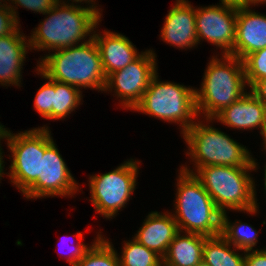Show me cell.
Segmentation results:
<instances>
[{
	"mask_svg": "<svg viewBox=\"0 0 266 266\" xmlns=\"http://www.w3.org/2000/svg\"><path fill=\"white\" fill-rule=\"evenodd\" d=\"M251 92L263 103L266 107V79L255 82L251 87Z\"/></svg>",
	"mask_w": 266,
	"mask_h": 266,
	"instance_id": "4dcf8cb0",
	"label": "cell"
},
{
	"mask_svg": "<svg viewBox=\"0 0 266 266\" xmlns=\"http://www.w3.org/2000/svg\"><path fill=\"white\" fill-rule=\"evenodd\" d=\"M50 133L48 128H44V154H41L40 176L23 193L27 199L73 196L78 192V183L71 175Z\"/></svg>",
	"mask_w": 266,
	"mask_h": 266,
	"instance_id": "30bf717a",
	"label": "cell"
},
{
	"mask_svg": "<svg viewBox=\"0 0 266 266\" xmlns=\"http://www.w3.org/2000/svg\"><path fill=\"white\" fill-rule=\"evenodd\" d=\"M53 52L40 59L37 65L48 78L77 88L88 87L104 91L106 76L92 35L79 45Z\"/></svg>",
	"mask_w": 266,
	"mask_h": 266,
	"instance_id": "7a4b0ae2",
	"label": "cell"
},
{
	"mask_svg": "<svg viewBox=\"0 0 266 266\" xmlns=\"http://www.w3.org/2000/svg\"><path fill=\"white\" fill-rule=\"evenodd\" d=\"M223 4H229L236 7L241 6H248L249 7V0H220Z\"/></svg>",
	"mask_w": 266,
	"mask_h": 266,
	"instance_id": "1f68e13d",
	"label": "cell"
},
{
	"mask_svg": "<svg viewBox=\"0 0 266 266\" xmlns=\"http://www.w3.org/2000/svg\"><path fill=\"white\" fill-rule=\"evenodd\" d=\"M113 171L89 178L91 201L97 213L109 219L124 208L135 190L138 161L129 159Z\"/></svg>",
	"mask_w": 266,
	"mask_h": 266,
	"instance_id": "ba28073f",
	"label": "cell"
},
{
	"mask_svg": "<svg viewBox=\"0 0 266 266\" xmlns=\"http://www.w3.org/2000/svg\"><path fill=\"white\" fill-rule=\"evenodd\" d=\"M14 2L15 6H21L35 12L45 15L60 0H7Z\"/></svg>",
	"mask_w": 266,
	"mask_h": 266,
	"instance_id": "83f0119b",
	"label": "cell"
},
{
	"mask_svg": "<svg viewBox=\"0 0 266 266\" xmlns=\"http://www.w3.org/2000/svg\"><path fill=\"white\" fill-rule=\"evenodd\" d=\"M257 165L252 159V167L213 165L196 168L194 173L185 165L182 170L194 174L222 213L227 208L256 214L255 183L248 172L255 171Z\"/></svg>",
	"mask_w": 266,
	"mask_h": 266,
	"instance_id": "6da1fadb",
	"label": "cell"
},
{
	"mask_svg": "<svg viewBox=\"0 0 266 266\" xmlns=\"http://www.w3.org/2000/svg\"><path fill=\"white\" fill-rule=\"evenodd\" d=\"M74 4L60 0L46 13L49 17L40 22L28 38L30 50L56 51L76 46L93 33L100 18L88 7Z\"/></svg>",
	"mask_w": 266,
	"mask_h": 266,
	"instance_id": "3957f363",
	"label": "cell"
},
{
	"mask_svg": "<svg viewBox=\"0 0 266 266\" xmlns=\"http://www.w3.org/2000/svg\"><path fill=\"white\" fill-rule=\"evenodd\" d=\"M237 7L229 4L196 8V33L200 40L223 49V55H232L235 42Z\"/></svg>",
	"mask_w": 266,
	"mask_h": 266,
	"instance_id": "7c38bea8",
	"label": "cell"
},
{
	"mask_svg": "<svg viewBox=\"0 0 266 266\" xmlns=\"http://www.w3.org/2000/svg\"><path fill=\"white\" fill-rule=\"evenodd\" d=\"M179 232L170 243L163 266H196L202 261L203 245L207 236Z\"/></svg>",
	"mask_w": 266,
	"mask_h": 266,
	"instance_id": "d6986e66",
	"label": "cell"
},
{
	"mask_svg": "<svg viewBox=\"0 0 266 266\" xmlns=\"http://www.w3.org/2000/svg\"><path fill=\"white\" fill-rule=\"evenodd\" d=\"M1 143V142H0ZM1 145V144H0ZM2 149H1V146H0V179H1V177L3 176V174H4V166L5 165H3V162H4V160H3V156H2V151H1Z\"/></svg>",
	"mask_w": 266,
	"mask_h": 266,
	"instance_id": "836d02e7",
	"label": "cell"
},
{
	"mask_svg": "<svg viewBox=\"0 0 266 266\" xmlns=\"http://www.w3.org/2000/svg\"><path fill=\"white\" fill-rule=\"evenodd\" d=\"M229 244L221 235L207 237L203 245L202 261L209 266H244V256L231 250Z\"/></svg>",
	"mask_w": 266,
	"mask_h": 266,
	"instance_id": "ffe728a7",
	"label": "cell"
},
{
	"mask_svg": "<svg viewBox=\"0 0 266 266\" xmlns=\"http://www.w3.org/2000/svg\"><path fill=\"white\" fill-rule=\"evenodd\" d=\"M6 4L0 6V37L12 34L19 27L17 7Z\"/></svg>",
	"mask_w": 266,
	"mask_h": 266,
	"instance_id": "4316f807",
	"label": "cell"
},
{
	"mask_svg": "<svg viewBox=\"0 0 266 266\" xmlns=\"http://www.w3.org/2000/svg\"><path fill=\"white\" fill-rule=\"evenodd\" d=\"M247 93L224 108L213 119L206 120L211 122L216 119L228 127L243 130L258 127L262 134L266 128V107L251 91Z\"/></svg>",
	"mask_w": 266,
	"mask_h": 266,
	"instance_id": "9a60e30c",
	"label": "cell"
},
{
	"mask_svg": "<svg viewBox=\"0 0 266 266\" xmlns=\"http://www.w3.org/2000/svg\"><path fill=\"white\" fill-rule=\"evenodd\" d=\"M121 253L120 266H163V258L160 255L134 238L131 241H124Z\"/></svg>",
	"mask_w": 266,
	"mask_h": 266,
	"instance_id": "603a6c76",
	"label": "cell"
},
{
	"mask_svg": "<svg viewBox=\"0 0 266 266\" xmlns=\"http://www.w3.org/2000/svg\"><path fill=\"white\" fill-rule=\"evenodd\" d=\"M37 72V74H40L49 81L38 89L34 99V107L43 118L53 120V92H55V80L48 78L38 67Z\"/></svg>",
	"mask_w": 266,
	"mask_h": 266,
	"instance_id": "484cf974",
	"label": "cell"
},
{
	"mask_svg": "<svg viewBox=\"0 0 266 266\" xmlns=\"http://www.w3.org/2000/svg\"><path fill=\"white\" fill-rule=\"evenodd\" d=\"M17 28L12 34L0 37V84L20 86L22 65L29 40ZM26 41V42H25ZM28 42V43H27Z\"/></svg>",
	"mask_w": 266,
	"mask_h": 266,
	"instance_id": "ac0fdd59",
	"label": "cell"
},
{
	"mask_svg": "<svg viewBox=\"0 0 266 266\" xmlns=\"http://www.w3.org/2000/svg\"><path fill=\"white\" fill-rule=\"evenodd\" d=\"M2 2H5V3H6V1H5V0H0V6H1V5H4V3H3V4H1Z\"/></svg>",
	"mask_w": 266,
	"mask_h": 266,
	"instance_id": "f35d334b",
	"label": "cell"
},
{
	"mask_svg": "<svg viewBox=\"0 0 266 266\" xmlns=\"http://www.w3.org/2000/svg\"><path fill=\"white\" fill-rule=\"evenodd\" d=\"M187 155L196 168L205 166L252 167V156L244 145L212 126L195 122L184 134Z\"/></svg>",
	"mask_w": 266,
	"mask_h": 266,
	"instance_id": "8992f818",
	"label": "cell"
},
{
	"mask_svg": "<svg viewBox=\"0 0 266 266\" xmlns=\"http://www.w3.org/2000/svg\"><path fill=\"white\" fill-rule=\"evenodd\" d=\"M95 239L75 266H120L119 255L114 250L112 242L107 241L101 234Z\"/></svg>",
	"mask_w": 266,
	"mask_h": 266,
	"instance_id": "7402d4cb",
	"label": "cell"
},
{
	"mask_svg": "<svg viewBox=\"0 0 266 266\" xmlns=\"http://www.w3.org/2000/svg\"><path fill=\"white\" fill-rule=\"evenodd\" d=\"M264 175H265V177H264V186H265V191H266V165H265V170H264Z\"/></svg>",
	"mask_w": 266,
	"mask_h": 266,
	"instance_id": "8d00e7d4",
	"label": "cell"
},
{
	"mask_svg": "<svg viewBox=\"0 0 266 266\" xmlns=\"http://www.w3.org/2000/svg\"><path fill=\"white\" fill-rule=\"evenodd\" d=\"M220 59H217V56L211 59L200 90H195L198 116L202 112L205 119H213L246 93L243 61L238 57L223 54Z\"/></svg>",
	"mask_w": 266,
	"mask_h": 266,
	"instance_id": "277c9868",
	"label": "cell"
},
{
	"mask_svg": "<svg viewBox=\"0 0 266 266\" xmlns=\"http://www.w3.org/2000/svg\"><path fill=\"white\" fill-rule=\"evenodd\" d=\"M258 3H266V0H249V7H250V5H257Z\"/></svg>",
	"mask_w": 266,
	"mask_h": 266,
	"instance_id": "e575fe53",
	"label": "cell"
},
{
	"mask_svg": "<svg viewBox=\"0 0 266 266\" xmlns=\"http://www.w3.org/2000/svg\"><path fill=\"white\" fill-rule=\"evenodd\" d=\"M266 47V16L248 6L237 7L233 56L243 60L247 55Z\"/></svg>",
	"mask_w": 266,
	"mask_h": 266,
	"instance_id": "5bb4252c",
	"label": "cell"
},
{
	"mask_svg": "<svg viewBox=\"0 0 266 266\" xmlns=\"http://www.w3.org/2000/svg\"><path fill=\"white\" fill-rule=\"evenodd\" d=\"M155 56L152 50L141 52L132 63L106 77L104 91L115 90V96L122 100L121 105L133 110L157 73Z\"/></svg>",
	"mask_w": 266,
	"mask_h": 266,
	"instance_id": "8fae6325",
	"label": "cell"
},
{
	"mask_svg": "<svg viewBox=\"0 0 266 266\" xmlns=\"http://www.w3.org/2000/svg\"><path fill=\"white\" fill-rule=\"evenodd\" d=\"M44 128L48 127L33 128L18 134L6 130L5 140L12 153L8 176L22 193L40 176L41 154H44Z\"/></svg>",
	"mask_w": 266,
	"mask_h": 266,
	"instance_id": "9c48e42d",
	"label": "cell"
},
{
	"mask_svg": "<svg viewBox=\"0 0 266 266\" xmlns=\"http://www.w3.org/2000/svg\"><path fill=\"white\" fill-rule=\"evenodd\" d=\"M94 31V38L101 57L102 68L107 77L114 71L126 67L141 54L137 52L132 42L120 33L105 31L103 36Z\"/></svg>",
	"mask_w": 266,
	"mask_h": 266,
	"instance_id": "2e32d148",
	"label": "cell"
},
{
	"mask_svg": "<svg viewBox=\"0 0 266 266\" xmlns=\"http://www.w3.org/2000/svg\"><path fill=\"white\" fill-rule=\"evenodd\" d=\"M186 0H177L165 17L161 39L177 48H193L198 44L196 8Z\"/></svg>",
	"mask_w": 266,
	"mask_h": 266,
	"instance_id": "4fadbf2b",
	"label": "cell"
},
{
	"mask_svg": "<svg viewBox=\"0 0 266 266\" xmlns=\"http://www.w3.org/2000/svg\"><path fill=\"white\" fill-rule=\"evenodd\" d=\"M220 235L233 247L243 251L253 250L258 241V232L252 226L241 221L230 223L226 212L222 213Z\"/></svg>",
	"mask_w": 266,
	"mask_h": 266,
	"instance_id": "44dd1931",
	"label": "cell"
},
{
	"mask_svg": "<svg viewBox=\"0 0 266 266\" xmlns=\"http://www.w3.org/2000/svg\"><path fill=\"white\" fill-rule=\"evenodd\" d=\"M176 190L173 216L180 232L220 235L222 212L194 174L180 169Z\"/></svg>",
	"mask_w": 266,
	"mask_h": 266,
	"instance_id": "5b68a950",
	"label": "cell"
},
{
	"mask_svg": "<svg viewBox=\"0 0 266 266\" xmlns=\"http://www.w3.org/2000/svg\"><path fill=\"white\" fill-rule=\"evenodd\" d=\"M158 73L152 78L141 101L133 108L143 114L179 123L184 134L198 117L195 88L158 80Z\"/></svg>",
	"mask_w": 266,
	"mask_h": 266,
	"instance_id": "52a82bcc",
	"label": "cell"
},
{
	"mask_svg": "<svg viewBox=\"0 0 266 266\" xmlns=\"http://www.w3.org/2000/svg\"><path fill=\"white\" fill-rule=\"evenodd\" d=\"M82 1H84L86 4L89 2L88 5L91 3L92 5H90V7L88 6V9L93 11L101 19L102 14L100 13V10L98 8L96 9L97 6L95 5L94 0H73L72 2H76V4H77V2L81 3ZM93 2H94V4H93Z\"/></svg>",
	"mask_w": 266,
	"mask_h": 266,
	"instance_id": "d6a6232c",
	"label": "cell"
},
{
	"mask_svg": "<svg viewBox=\"0 0 266 266\" xmlns=\"http://www.w3.org/2000/svg\"><path fill=\"white\" fill-rule=\"evenodd\" d=\"M196 266H209L207 263H205L204 261H201L198 265Z\"/></svg>",
	"mask_w": 266,
	"mask_h": 266,
	"instance_id": "74e56055",
	"label": "cell"
},
{
	"mask_svg": "<svg viewBox=\"0 0 266 266\" xmlns=\"http://www.w3.org/2000/svg\"><path fill=\"white\" fill-rule=\"evenodd\" d=\"M82 92L80 88L70 84L55 81L53 92V120L67 117L80 105Z\"/></svg>",
	"mask_w": 266,
	"mask_h": 266,
	"instance_id": "cb8c5ba5",
	"label": "cell"
},
{
	"mask_svg": "<svg viewBox=\"0 0 266 266\" xmlns=\"http://www.w3.org/2000/svg\"><path fill=\"white\" fill-rule=\"evenodd\" d=\"M160 214L157 211L148 214L134 239L153 250L162 258L166 255L170 243L180 232L172 214Z\"/></svg>",
	"mask_w": 266,
	"mask_h": 266,
	"instance_id": "e0dca14e",
	"label": "cell"
},
{
	"mask_svg": "<svg viewBox=\"0 0 266 266\" xmlns=\"http://www.w3.org/2000/svg\"><path fill=\"white\" fill-rule=\"evenodd\" d=\"M244 266H266V249L244 251Z\"/></svg>",
	"mask_w": 266,
	"mask_h": 266,
	"instance_id": "f546056e",
	"label": "cell"
},
{
	"mask_svg": "<svg viewBox=\"0 0 266 266\" xmlns=\"http://www.w3.org/2000/svg\"><path fill=\"white\" fill-rule=\"evenodd\" d=\"M261 135L263 136V140H264V149H266V128L264 129Z\"/></svg>",
	"mask_w": 266,
	"mask_h": 266,
	"instance_id": "d590c367",
	"label": "cell"
},
{
	"mask_svg": "<svg viewBox=\"0 0 266 266\" xmlns=\"http://www.w3.org/2000/svg\"><path fill=\"white\" fill-rule=\"evenodd\" d=\"M247 86L266 79V47L247 55L243 60Z\"/></svg>",
	"mask_w": 266,
	"mask_h": 266,
	"instance_id": "d4e9b609",
	"label": "cell"
},
{
	"mask_svg": "<svg viewBox=\"0 0 266 266\" xmlns=\"http://www.w3.org/2000/svg\"><path fill=\"white\" fill-rule=\"evenodd\" d=\"M76 238H78L79 242L77 243V245H74L71 249L68 258L66 259L67 262H69V264L71 266H75L77 264L78 261H80L85 252L90 248V246L88 247L86 244L82 243L81 240L83 238V235L81 232H78L75 235ZM63 242V241H61Z\"/></svg>",
	"mask_w": 266,
	"mask_h": 266,
	"instance_id": "f1b7e54d",
	"label": "cell"
}]
</instances>
